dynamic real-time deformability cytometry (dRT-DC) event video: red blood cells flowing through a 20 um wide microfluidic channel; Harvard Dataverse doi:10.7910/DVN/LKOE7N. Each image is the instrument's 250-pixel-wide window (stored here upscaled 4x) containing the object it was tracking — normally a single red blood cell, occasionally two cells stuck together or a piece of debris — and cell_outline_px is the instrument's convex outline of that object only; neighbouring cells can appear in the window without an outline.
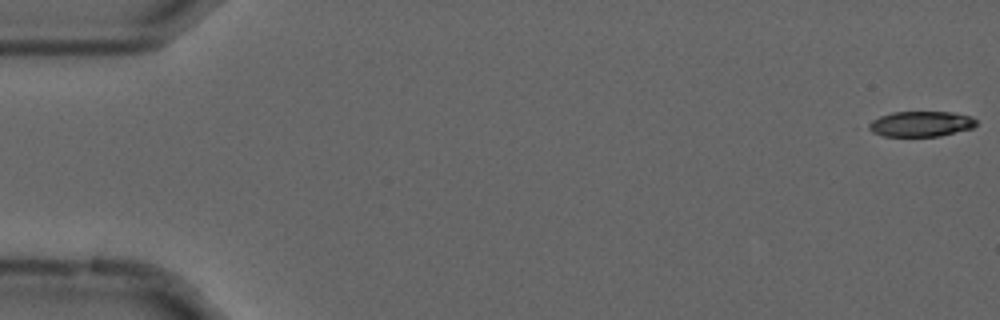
{"species": "common noctule bat (a hibernating species)", "species_latin": "Nyctalus noctula", "temperature_condition": "cold", "stored_images_in_passage": 56, "camera_frame_rate_fps": 3000, "um_per_image_px": 0.085, "animal": {"sex": "male", "forearm_length_mm": 52.5}, "frame": {"image": 1, "passage_image": 1, "time_ms": 0.0, "image_size_px": [1000, 320], "cell_outline_px": [[972, 124], [968, 128], [932, 136], [892, 136], [880, 132], [872, 124], [888, 116], [900, 112], [944, 112], [964, 116], [972, 120]], "centroid_in_image_um": [78.36, 10.53], "position_along_channel_um": 6.6, "area_um2": 13.64}}
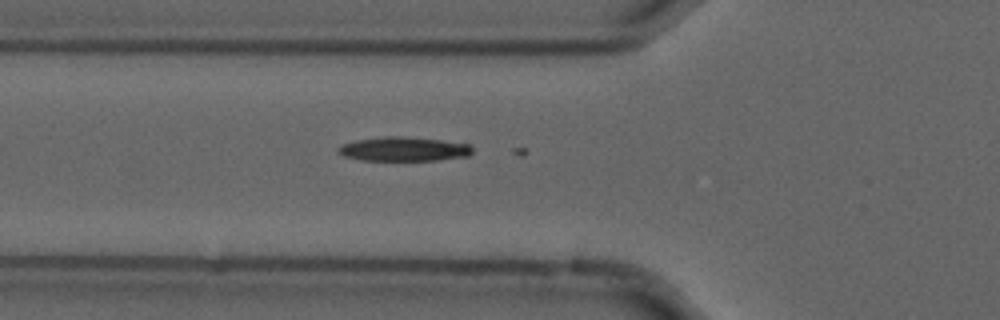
{"frame": {"image": 2, "passage_image": 20, "time_ms": 6.333, "image_size_px": [1000, 320], "cell_outline_px": [[468, 152], [448, 156], [420, 160], [384, 160], [356, 156], [344, 152], [344, 148], [352, 144], [376, 140], [424, 140], [464, 144], [468, 148]], "centroid_in_image_um": [34.43, 12.72], "position_along_channel_um": 91.4, "area_um2": 14.28}}
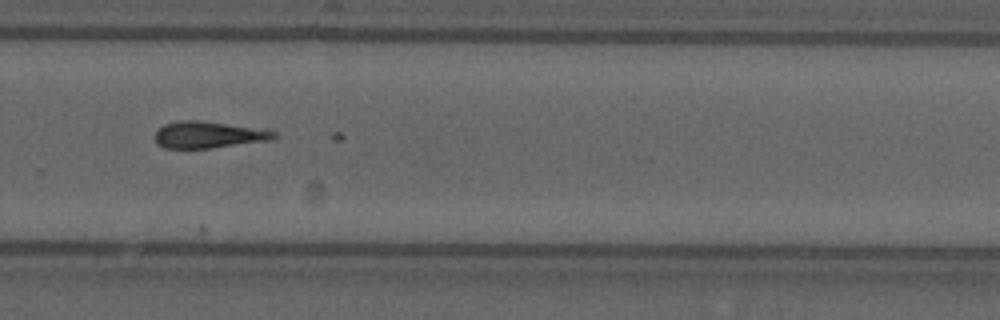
{"frame": {"image": 3, "passage_image": 38, "time_ms": 12.333, "image_size_px": [1000, 320], "cell_outline_px": [[268, 136], [224, 144], [200, 148], [176, 148], [164, 144], [156, 140], [156, 136], [164, 128], [172, 124], [216, 124], [264, 132]], "centroid_in_image_um": [17.36, 11.51], "position_along_channel_um": 312.4, "area_um2": 13.76}}